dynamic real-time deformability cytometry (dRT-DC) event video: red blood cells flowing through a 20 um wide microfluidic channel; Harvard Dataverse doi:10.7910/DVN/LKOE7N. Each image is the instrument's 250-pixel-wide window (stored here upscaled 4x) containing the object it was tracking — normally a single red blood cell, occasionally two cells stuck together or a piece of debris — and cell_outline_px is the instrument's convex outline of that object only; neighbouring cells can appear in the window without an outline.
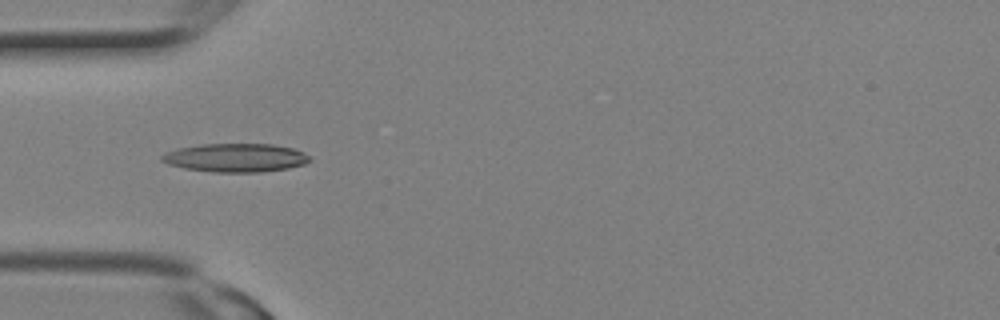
{"species": "Egyptian fruit bat (a non-hibernating species)", "species_latin": "Rousettus aegyptiacus", "temperature_condition": "room temperature", "stored_images_in_passage": 3, "camera_frame_rate_fps": 3000, "um_per_image_px": 0.085, "animal": {"sex": "female"}, "frame": {"image": 1, "passage_image": 3, "time_ms": 0.667, "image_size_px": [1000, 320], "cell_outline_px": [[312, 160], [304, 164], [288, 168], [264, 172], [212, 172], [184, 168], [168, 164], [160, 160], [160, 156], [164, 152], [176, 148], [200, 144], [272, 144], [292, 148], [308, 156]], "centroid_in_image_um": [19.96, 13.41], "position_along_channel_um": 65.0, "area_um2": 24.68}}